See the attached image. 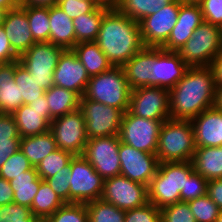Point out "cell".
<instances>
[{
  "label": "cell",
  "instance_id": "obj_1",
  "mask_svg": "<svg viewBox=\"0 0 222 222\" xmlns=\"http://www.w3.org/2000/svg\"><path fill=\"white\" fill-rule=\"evenodd\" d=\"M216 84L209 66L189 67L170 90V118L192 120L214 107Z\"/></svg>",
  "mask_w": 222,
  "mask_h": 222
},
{
  "label": "cell",
  "instance_id": "obj_2",
  "mask_svg": "<svg viewBox=\"0 0 222 222\" xmlns=\"http://www.w3.org/2000/svg\"><path fill=\"white\" fill-rule=\"evenodd\" d=\"M95 42L114 67H122L145 47L139 22L117 8H110L104 14Z\"/></svg>",
  "mask_w": 222,
  "mask_h": 222
},
{
  "label": "cell",
  "instance_id": "obj_3",
  "mask_svg": "<svg viewBox=\"0 0 222 222\" xmlns=\"http://www.w3.org/2000/svg\"><path fill=\"white\" fill-rule=\"evenodd\" d=\"M193 170L191 161L159 163L147 187L148 202L160 209L180 202V192H185L186 177Z\"/></svg>",
  "mask_w": 222,
  "mask_h": 222
},
{
  "label": "cell",
  "instance_id": "obj_4",
  "mask_svg": "<svg viewBox=\"0 0 222 222\" xmlns=\"http://www.w3.org/2000/svg\"><path fill=\"white\" fill-rule=\"evenodd\" d=\"M195 150L191 120L169 118L163 122L156 150L159 163L191 161Z\"/></svg>",
  "mask_w": 222,
  "mask_h": 222
},
{
  "label": "cell",
  "instance_id": "obj_5",
  "mask_svg": "<svg viewBox=\"0 0 222 222\" xmlns=\"http://www.w3.org/2000/svg\"><path fill=\"white\" fill-rule=\"evenodd\" d=\"M131 88L122 67L90 77L84 97L105 105L118 108L124 113L129 108Z\"/></svg>",
  "mask_w": 222,
  "mask_h": 222
},
{
  "label": "cell",
  "instance_id": "obj_6",
  "mask_svg": "<svg viewBox=\"0 0 222 222\" xmlns=\"http://www.w3.org/2000/svg\"><path fill=\"white\" fill-rule=\"evenodd\" d=\"M221 50V28L204 21L194 30L179 53L189 67H198L209 66Z\"/></svg>",
  "mask_w": 222,
  "mask_h": 222
},
{
  "label": "cell",
  "instance_id": "obj_7",
  "mask_svg": "<svg viewBox=\"0 0 222 222\" xmlns=\"http://www.w3.org/2000/svg\"><path fill=\"white\" fill-rule=\"evenodd\" d=\"M65 49L50 42L34 43L19 57L31 78L44 90L54 85L53 74L59 58Z\"/></svg>",
  "mask_w": 222,
  "mask_h": 222
},
{
  "label": "cell",
  "instance_id": "obj_8",
  "mask_svg": "<svg viewBox=\"0 0 222 222\" xmlns=\"http://www.w3.org/2000/svg\"><path fill=\"white\" fill-rule=\"evenodd\" d=\"M69 203H89L102 198L104 180L81 155L70 161Z\"/></svg>",
  "mask_w": 222,
  "mask_h": 222
},
{
  "label": "cell",
  "instance_id": "obj_9",
  "mask_svg": "<svg viewBox=\"0 0 222 222\" xmlns=\"http://www.w3.org/2000/svg\"><path fill=\"white\" fill-rule=\"evenodd\" d=\"M80 110L84 116L88 139L119 135L124 115L120 109L83 96L80 100Z\"/></svg>",
  "mask_w": 222,
  "mask_h": 222
},
{
  "label": "cell",
  "instance_id": "obj_10",
  "mask_svg": "<svg viewBox=\"0 0 222 222\" xmlns=\"http://www.w3.org/2000/svg\"><path fill=\"white\" fill-rule=\"evenodd\" d=\"M164 121L166 120L138 117L127 110L120 126V142L137 150L156 154L158 137Z\"/></svg>",
  "mask_w": 222,
  "mask_h": 222
},
{
  "label": "cell",
  "instance_id": "obj_11",
  "mask_svg": "<svg viewBox=\"0 0 222 222\" xmlns=\"http://www.w3.org/2000/svg\"><path fill=\"white\" fill-rule=\"evenodd\" d=\"M56 146L74 156H81L88 141L85 120L80 109L61 117L55 118L50 123Z\"/></svg>",
  "mask_w": 222,
  "mask_h": 222
},
{
  "label": "cell",
  "instance_id": "obj_12",
  "mask_svg": "<svg viewBox=\"0 0 222 222\" xmlns=\"http://www.w3.org/2000/svg\"><path fill=\"white\" fill-rule=\"evenodd\" d=\"M120 138L117 136L88 139L82 156L103 178L120 175Z\"/></svg>",
  "mask_w": 222,
  "mask_h": 222
},
{
  "label": "cell",
  "instance_id": "obj_13",
  "mask_svg": "<svg viewBox=\"0 0 222 222\" xmlns=\"http://www.w3.org/2000/svg\"><path fill=\"white\" fill-rule=\"evenodd\" d=\"M128 111L152 120L170 118V90L160 87H140L131 90Z\"/></svg>",
  "mask_w": 222,
  "mask_h": 222
},
{
  "label": "cell",
  "instance_id": "obj_14",
  "mask_svg": "<svg viewBox=\"0 0 222 222\" xmlns=\"http://www.w3.org/2000/svg\"><path fill=\"white\" fill-rule=\"evenodd\" d=\"M102 199L128 211L148 202L147 186L118 175L104 180Z\"/></svg>",
  "mask_w": 222,
  "mask_h": 222
},
{
  "label": "cell",
  "instance_id": "obj_15",
  "mask_svg": "<svg viewBox=\"0 0 222 222\" xmlns=\"http://www.w3.org/2000/svg\"><path fill=\"white\" fill-rule=\"evenodd\" d=\"M181 3L180 0H174L159 12L144 17L139 22L145 47H162L167 42L177 23Z\"/></svg>",
  "mask_w": 222,
  "mask_h": 222
},
{
  "label": "cell",
  "instance_id": "obj_16",
  "mask_svg": "<svg viewBox=\"0 0 222 222\" xmlns=\"http://www.w3.org/2000/svg\"><path fill=\"white\" fill-rule=\"evenodd\" d=\"M120 175L148 187L155 176L159 161L156 154L143 152L120 142Z\"/></svg>",
  "mask_w": 222,
  "mask_h": 222
},
{
  "label": "cell",
  "instance_id": "obj_17",
  "mask_svg": "<svg viewBox=\"0 0 222 222\" xmlns=\"http://www.w3.org/2000/svg\"><path fill=\"white\" fill-rule=\"evenodd\" d=\"M53 75L54 85L73 91L80 97H83L90 79L87 70L72 49L63 51Z\"/></svg>",
  "mask_w": 222,
  "mask_h": 222
},
{
  "label": "cell",
  "instance_id": "obj_18",
  "mask_svg": "<svg viewBox=\"0 0 222 222\" xmlns=\"http://www.w3.org/2000/svg\"><path fill=\"white\" fill-rule=\"evenodd\" d=\"M188 68L179 52L154 47V87L171 90L184 77Z\"/></svg>",
  "mask_w": 222,
  "mask_h": 222
},
{
  "label": "cell",
  "instance_id": "obj_19",
  "mask_svg": "<svg viewBox=\"0 0 222 222\" xmlns=\"http://www.w3.org/2000/svg\"><path fill=\"white\" fill-rule=\"evenodd\" d=\"M202 22H204V19L200 5L182 2L179 8L177 23L162 48L165 51L179 52Z\"/></svg>",
  "mask_w": 222,
  "mask_h": 222
},
{
  "label": "cell",
  "instance_id": "obj_20",
  "mask_svg": "<svg viewBox=\"0 0 222 222\" xmlns=\"http://www.w3.org/2000/svg\"><path fill=\"white\" fill-rule=\"evenodd\" d=\"M2 27L13 51L19 57L36 43L29 27L26 12L20 6L6 12Z\"/></svg>",
  "mask_w": 222,
  "mask_h": 222
},
{
  "label": "cell",
  "instance_id": "obj_21",
  "mask_svg": "<svg viewBox=\"0 0 222 222\" xmlns=\"http://www.w3.org/2000/svg\"><path fill=\"white\" fill-rule=\"evenodd\" d=\"M196 147L222 146V111L212 107L191 120Z\"/></svg>",
  "mask_w": 222,
  "mask_h": 222
},
{
  "label": "cell",
  "instance_id": "obj_22",
  "mask_svg": "<svg viewBox=\"0 0 222 222\" xmlns=\"http://www.w3.org/2000/svg\"><path fill=\"white\" fill-rule=\"evenodd\" d=\"M122 68L131 90L154 87V47H144Z\"/></svg>",
  "mask_w": 222,
  "mask_h": 222
},
{
  "label": "cell",
  "instance_id": "obj_23",
  "mask_svg": "<svg viewBox=\"0 0 222 222\" xmlns=\"http://www.w3.org/2000/svg\"><path fill=\"white\" fill-rule=\"evenodd\" d=\"M12 115L21 138L50 131V123L53 120L46 111L33 109L29 104L21 105Z\"/></svg>",
  "mask_w": 222,
  "mask_h": 222
},
{
  "label": "cell",
  "instance_id": "obj_24",
  "mask_svg": "<svg viewBox=\"0 0 222 222\" xmlns=\"http://www.w3.org/2000/svg\"><path fill=\"white\" fill-rule=\"evenodd\" d=\"M16 61L0 64V113L13 114L21 105L19 86L15 84Z\"/></svg>",
  "mask_w": 222,
  "mask_h": 222
},
{
  "label": "cell",
  "instance_id": "obj_25",
  "mask_svg": "<svg viewBox=\"0 0 222 222\" xmlns=\"http://www.w3.org/2000/svg\"><path fill=\"white\" fill-rule=\"evenodd\" d=\"M50 43L66 49L76 45L73 20L57 5L49 7Z\"/></svg>",
  "mask_w": 222,
  "mask_h": 222
},
{
  "label": "cell",
  "instance_id": "obj_26",
  "mask_svg": "<svg viewBox=\"0 0 222 222\" xmlns=\"http://www.w3.org/2000/svg\"><path fill=\"white\" fill-rule=\"evenodd\" d=\"M191 163L193 169L208 181L222 178V146L196 147Z\"/></svg>",
  "mask_w": 222,
  "mask_h": 222
},
{
  "label": "cell",
  "instance_id": "obj_27",
  "mask_svg": "<svg viewBox=\"0 0 222 222\" xmlns=\"http://www.w3.org/2000/svg\"><path fill=\"white\" fill-rule=\"evenodd\" d=\"M89 77L108 71L113 66L95 41L79 42L72 49Z\"/></svg>",
  "mask_w": 222,
  "mask_h": 222
},
{
  "label": "cell",
  "instance_id": "obj_28",
  "mask_svg": "<svg viewBox=\"0 0 222 222\" xmlns=\"http://www.w3.org/2000/svg\"><path fill=\"white\" fill-rule=\"evenodd\" d=\"M45 96L52 119L80 109L81 97L73 91L53 85L45 90Z\"/></svg>",
  "mask_w": 222,
  "mask_h": 222
},
{
  "label": "cell",
  "instance_id": "obj_29",
  "mask_svg": "<svg viewBox=\"0 0 222 222\" xmlns=\"http://www.w3.org/2000/svg\"><path fill=\"white\" fill-rule=\"evenodd\" d=\"M56 149V142L50 131L40 135L22 137L20 140V150L35 168L42 159Z\"/></svg>",
  "mask_w": 222,
  "mask_h": 222
},
{
  "label": "cell",
  "instance_id": "obj_30",
  "mask_svg": "<svg viewBox=\"0 0 222 222\" xmlns=\"http://www.w3.org/2000/svg\"><path fill=\"white\" fill-rule=\"evenodd\" d=\"M41 181L35 167L10 180L14 194L13 202L31 208Z\"/></svg>",
  "mask_w": 222,
  "mask_h": 222
},
{
  "label": "cell",
  "instance_id": "obj_31",
  "mask_svg": "<svg viewBox=\"0 0 222 222\" xmlns=\"http://www.w3.org/2000/svg\"><path fill=\"white\" fill-rule=\"evenodd\" d=\"M109 9L106 6H99L94 12L73 19L76 44L96 41L104 14Z\"/></svg>",
  "mask_w": 222,
  "mask_h": 222
},
{
  "label": "cell",
  "instance_id": "obj_32",
  "mask_svg": "<svg viewBox=\"0 0 222 222\" xmlns=\"http://www.w3.org/2000/svg\"><path fill=\"white\" fill-rule=\"evenodd\" d=\"M65 202L50 187L46 180H42L31 205V213L42 222L53 215Z\"/></svg>",
  "mask_w": 222,
  "mask_h": 222
},
{
  "label": "cell",
  "instance_id": "obj_33",
  "mask_svg": "<svg viewBox=\"0 0 222 222\" xmlns=\"http://www.w3.org/2000/svg\"><path fill=\"white\" fill-rule=\"evenodd\" d=\"M174 0H119L117 9L129 18L140 22L144 17L157 13Z\"/></svg>",
  "mask_w": 222,
  "mask_h": 222
},
{
  "label": "cell",
  "instance_id": "obj_34",
  "mask_svg": "<svg viewBox=\"0 0 222 222\" xmlns=\"http://www.w3.org/2000/svg\"><path fill=\"white\" fill-rule=\"evenodd\" d=\"M27 15L36 43L50 42L49 7L20 6Z\"/></svg>",
  "mask_w": 222,
  "mask_h": 222
},
{
  "label": "cell",
  "instance_id": "obj_35",
  "mask_svg": "<svg viewBox=\"0 0 222 222\" xmlns=\"http://www.w3.org/2000/svg\"><path fill=\"white\" fill-rule=\"evenodd\" d=\"M88 222H124L125 211L102 198L86 203Z\"/></svg>",
  "mask_w": 222,
  "mask_h": 222
},
{
  "label": "cell",
  "instance_id": "obj_36",
  "mask_svg": "<svg viewBox=\"0 0 222 222\" xmlns=\"http://www.w3.org/2000/svg\"><path fill=\"white\" fill-rule=\"evenodd\" d=\"M15 84L19 86L20 97H23V104H29L45 94V90L38 86V83L31 78L28 70L16 60L14 74Z\"/></svg>",
  "mask_w": 222,
  "mask_h": 222
},
{
  "label": "cell",
  "instance_id": "obj_37",
  "mask_svg": "<svg viewBox=\"0 0 222 222\" xmlns=\"http://www.w3.org/2000/svg\"><path fill=\"white\" fill-rule=\"evenodd\" d=\"M73 157V154L57 148L40 161L36 171L42 180H46L55 175L62 167H67Z\"/></svg>",
  "mask_w": 222,
  "mask_h": 222
},
{
  "label": "cell",
  "instance_id": "obj_38",
  "mask_svg": "<svg viewBox=\"0 0 222 222\" xmlns=\"http://www.w3.org/2000/svg\"><path fill=\"white\" fill-rule=\"evenodd\" d=\"M43 222H88L86 204L65 203Z\"/></svg>",
  "mask_w": 222,
  "mask_h": 222
},
{
  "label": "cell",
  "instance_id": "obj_39",
  "mask_svg": "<svg viewBox=\"0 0 222 222\" xmlns=\"http://www.w3.org/2000/svg\"><path fill=\"white\" fill-rule=\"evenodd\" d=\"M188 204L197 222H216L221 211L207 194L190 200Z\"/></svg>",
  "mask_w": 222,
  "mask_h": 222
},
{
  "label": "cell",
  "instance_id": "obj_40",
  "mask_svg": "<svg viewBox=\"0 0 222 222\" xmlns=\"http://www.w3.org/2000/svg\"><path fill=\"white\" fill-rule=\"evenodd\" d=\"M32 168L33 166L28 158L19 149L2 165L0 168V177L10 181L22 175V172H26Z\"/></svg>",
  "mask_w": 222,
  "mask_h": 222
},
{
  "label": "cell",
  "instance_id": "obj_41",
  "mask_svg": "<svg viewBox=\"0 0 222 222\" xmlns=\"http://www.w3.org/2000/svg\"><path fill=\"white\" fill-rule=\"evenodd\" d=\"M161 210V222H197L188 202H177L164 206Z\"/></svg>",
  "mask_w": 222,
  "mask_h": 222
},
{
  "label": "cell",
  "instance_id": "obj_42",
  "mask_svg": "<svg viewBox=\"0 0 222 222\" xmlns=\"http://www.w3.org/2000/svg\"><path fill=\"white\" fill-rule=\"evenodd\" d=\"M208 180L193 170L186 177L185 192H180L181 202H189L190 200L205 196L207 194Z\"/></svg>",
  "mask_w": 222,
  "mask_h": 222
},
{
  "label": "cell",
  "instance_id": "obj_43",
  "mask_svg": "<svg viewBox=\"0 0 222 222\" xmlns=\"http://www.w3.org/2000/svg\"><path fill=\"white\" fill-rule=\"evenodd\" d=\"M57 6L72 20L94 12L100 5L93 0H58Z\"/></svg>",
  "mask_w": 222,
  "mask_h": 222
},
{
  "label": "cell",
  "instance_id": "obj_44",
  "mask_svg": "<svg viewBox=\"0 0 222 222\" xmlns=\"http://www.w3.org/2000/svg\"><path fill=\"white\" fill-rule=\"evenodd\" d=\"M124 222H161V210L153 203L125 211Z\"/></svg>",
  "mask_w": 222,
  "mask_h": 222
},
{
  "label": "cell",
  "instance_id": "obj_45",
  "mask_svg": "<svg viewBox=\"0 0 222 222\" xmlns=\"http://www.w3.org/2000/svg\"><path fill=\"white\" fill-rule=\"evenodd\" d=\"M70 178L69 164L67 167H62V169L52 177L46 179L50 187L65 203H69Z\"/></svg>",
  "mask_w": 222,
  "mask_h": 222
},
{
  "label": "cell",
  "instance_id": "obj_46",
  "mask_svg": "<svg viewBox=\"0 0 222 222\" xmlns=\"http://www.w3.org/2000/svg\"><path fill=\"white\" fill-rule=\"evenodd\" d=\"M200 7L205 22L222 27V0H203Z\"/></svg>",
  "mask_w": 222,
  "mask_h": 222
},
{
  "label": "cell",
  "instance_id": "obj_47",
  "mask_svg": "<svg viewBox=\"0 0 222 222\" xmlns=\"http://www.w3.org/2000/svg\"><path fill=\"white\" fill-rule=\"evenodd\" d=\"M31 214L30 208L14 202L0 206V222L24 220Z\"/></svg>",
  "mask_w": 222,
  "mask_h": 222
},
{
  "label": "cell",
  "instance_id": "obj_48",
  "mask_svg": "<svg viewBox=\"0 0 222 222\" xmlns=\"http://www.w3.org/2000/svg\"><path fill=\"white\" fill-rule=\"evenodd\" d=\"M10 139H21L16 121L12 114L0 113V142H10Z\"/></svg>",
  "mask_w": 222,
  "mask_h": 222
},
{
  "label": "cell",
  "instance_id": "obj_49",
  "mask_svg": "<svg viewBox=\"0 0 222 222\" xmlns=\"http://www.w3.org/2000/svg\"><path fill=\"white\" fill-rule=\"evenodd\" d=\"M16 60H19V56L13 51L4 28L0 26V64Z\"/></svg>",
  "mask_w": 222,
  "mask_h": 222
},
{
  "label": "cell",
  "instance_id": "obj_50",
  "mask_svg": "<svg viewBox=\"0 0 222 222\" xmlns=\"http://www.w3.org/2000/svg\"><path fill=\"white\" fill-rule=\"evenodd\" d=\"M207 195L222 210V178L208 181Z\"/></svg>",
  "mask_w": 222,
  "mask_h": 222
},
{
  "label": "cell",
  "instance_id": "obj_51",
  "mask_svg": "<svg viewBox=\"0 0 222 222\" xmlns=\"http://www.w3.org/2000/svg\"><path fill=\"white\" fill-rule=\"evenodd\" d=\"M21 139H10V142H0V168L7 159L20 149Z\"/></svg>",
  "mask_w": 222,
  "mask_h": 222
},
{
  "label": "cell",
  "instance_id": "obj_52",
  "mask_svg": "<svg viewBox=\"0 0 222 222\" xmlns=\"http://www.w3.org/2000/svg\"><path fill=\"white\" fill-rule=\"evenodd\" d=\"M14 194L10 182L0 177V206L11 204L13 202Z\"/></svg>",
  "mask_w": 222,
  "mask_h": 222
},
{
  "label": "cell",
  "instance_id": "obj_53",
  "mask_svg": "<svg viewBox=\"0 0 222 222\" xmlns=\"http://www.w3.org/2000/svg\"><path fill=\"white\" fill-rule=\"evenodd\" d=\"M209 67L212 71L216 86L222 85V50L215 56Z\"/></svg>",
  "mask_w": 222,
  "mask_h": 222
},
{
  "label": "cell",
  "instance_id": "obj_54",
  "mask_svg": "<svg viewBox=\"0 0 222 222\" xmlns=\"http://www.w3.org/2000/svg\"><path fill=\"white\" fill-rule=\"evenodd\" d=\"M21 6L52 7L57 5L58 0H19Z\"/></svg>",
  "mask_w": 222,
  "mask_h": 222
},
{
  "label": "cell",
  "instance_id": "obj_55",
  "mask_svg": "<svg viewBox=\"0 0 222 222\" xmlns=\"http://www.w3.org/2000/svg\"><path fill=\"white\" fill-rule=\"evenodd\" d=\"M29 106L33 107V109H37L38 111H46L50 115V109L45 94L37 100L29 103Z\"/></svg>",
  "mask_w": 222,
  "mask_h": 222
},
{
  "label": "cell",
  "instance_id": "obj_56",
  "mask_svg": "<svg viewBox=\"0 0 222 222\" xmlns=\"http://www.w3.org/2000/svg\"><path fill=\"white\" fill-rule=\"evenodd\" d=\"M21 6L19 0H0V8L5 9L6 11L15 9Z\"/></svg>",
  "mask_w": 222,
  "mask_h": 222
},
{
  "label": "cell",
  "instance_id": "obj_57",
  "mask_svg": "<svg viewBox=\"0 0 222 222\" xmlns=\"http://www.w3.org/2000/svg\"><path fill=\"white\" fill-rule=\"evenodd\" d=\"M214 107L222 111V85L216 86L215 104Z\"/></svg>",
  "mask_w": 222,
  "mask_h": 222
},
{
  "label": "cell",
  "instance_id": "obj_58",
  "mask_svg": "<svg viewBox=\"0 0 222 222\" xmlns=\"http://www.w3.org/2000/svg\"><path fill=\"white\" fill-rule=\"evenodd\" d=\"M100 6H106L108 8H117L119 0H93Z\"/></svg>",
  "mask_w": 222,
  "mask_h": 222
},
{
  "label": "cell",
  "instance_id": "obj_59",
  "mask_svg": "<svg viewBox=\"0 0 222 222\" xmlns=\"http://www.w3.org/2000/svg\"><path fill=\"white\" fill-rule=\"evenodd\" d=\"M8 222H42V221L38 217H35L33 214H31L27 219L8 221Z\"/></svg>",
  "mask_w": 222,
  "mask_h": 222
},
{
  "label": "cell",
  "instance_id": "obj_60",
  "mask_svg": "<svg viewBox=\"0 0 222 222\" xmlns=\"http://www.w3.org/2000/svg\"><path fill=\"white\" fill-rule=\"evenodd\" d=\"M181 2L185 4H201L203 0H180Z\"/></svg>",
  "mask_w": 222,
  "mask_h": 222
},
{
  "label": "cell",
  "instance_id": "obj_61",
  "mask_svg": "<svg viewBox=\"0 0 222 222\" xmlns=\"http://www.w3.org/2000/svg\"><path fill=\"white\" fill-rule=\"evenodd\" d=\"M6 12L7 11L5 9L0 8V26H2V24H3Z\"/></svg>",
  "mask_w": 222,
  "mask_h": 222
},
{
  "label": "cell",
  "instance_id": "obj_62",
  "mask_svg": "<svg viewBox=\"0 0 222 222\" xmlns=\"http://www.w3.org/2000/svg\"><path fill=\"white\" fill-rule=\"evenodd\" d=\"M216 222H222V210L220 211V214L217 217Z\"/></svg>",
  "mask_w": 222,
  "mask_h": 222
}]
</instances>
